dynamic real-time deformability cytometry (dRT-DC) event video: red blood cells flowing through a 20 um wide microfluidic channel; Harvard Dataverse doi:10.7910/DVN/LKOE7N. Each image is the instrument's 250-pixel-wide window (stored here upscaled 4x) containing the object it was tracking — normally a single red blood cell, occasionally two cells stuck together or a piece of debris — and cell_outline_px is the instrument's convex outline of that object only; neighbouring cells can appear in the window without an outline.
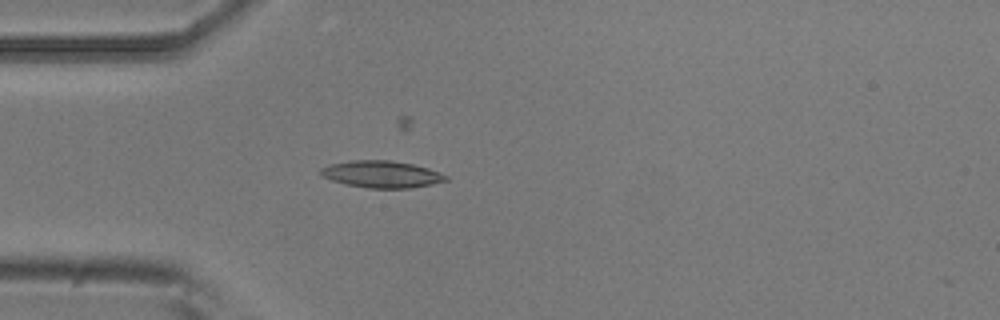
{"species": "common noctule bat (a hibernating species)", "species_latin": "Nyctalus noctula", "temperature_condition": "room temperature", "stored_images_in_passage": 41, "camera_frame_rate_fps": 3000, "um_per_image_px": 0.085, "animal": {"sex": "male", "body_mass_g": 20.5, "forearm_length_mm": 52.5}, "frame": {"image": 1, "passage_image": 14, "time_ms": 4.333, "image_size_px": [1000, 320], "cell_outline_px": [[448, 180], [432, 184], [412, 188], [368, 188], [348, 184], [332, 180], [320, 176], [320, 168], [328, 164], [352, 160], [392, 160], [412, 164], [428, 168], [440, 172], [448, 176]], "centroid_in_image_um": [32.43, 14.8], "position_along_channel_um": 52.6, "area_um2": 19.71}}
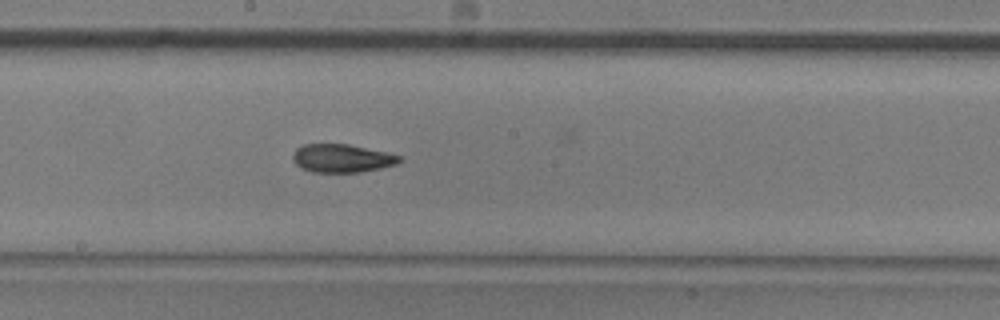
{"frame": {"image": 2, "passage_image": 28, "time_ms": 9.0, "image_size_px": [1000, 320], "cell_outline_px": [[400, 160], [396, 164], [380, 168], [360, 172], [312, 172], [300, 168], [292, 160], [292, 156], [296, 148], [304, 144], [348, 144], [388, 152], [400, 156]], "centroid_in_image_um": [29.03, 13.45], "position_along_channel_um": 219.2, "area_um2": 17.57}}
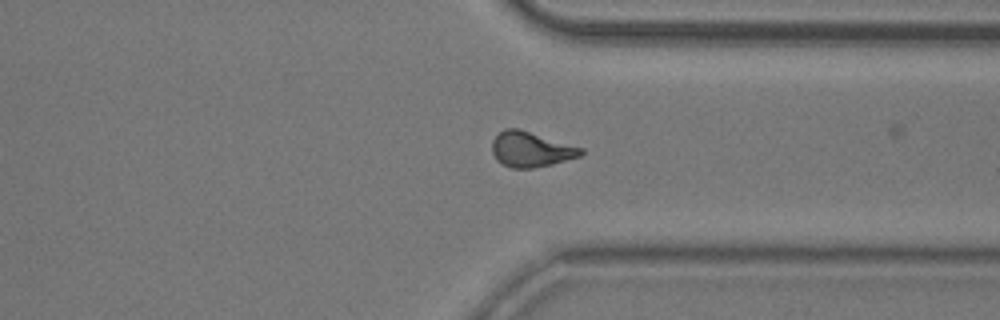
{"frame": {"image": 3, "passage_image": 40, "time_ms": 13.0, "image_size_px": [1000, 320], "cell_outline_px": [[584, 152], [580, 156], [552, 164], [532, 168], [512, 168], [496, 160], [492, 152], [492, 140], [504, 128], [520, 128], [584, 148]], "centroid_in_image_um": [45.13, 12.68], "position_along_channel_um": 366.3, "area_um2": 18.32}}